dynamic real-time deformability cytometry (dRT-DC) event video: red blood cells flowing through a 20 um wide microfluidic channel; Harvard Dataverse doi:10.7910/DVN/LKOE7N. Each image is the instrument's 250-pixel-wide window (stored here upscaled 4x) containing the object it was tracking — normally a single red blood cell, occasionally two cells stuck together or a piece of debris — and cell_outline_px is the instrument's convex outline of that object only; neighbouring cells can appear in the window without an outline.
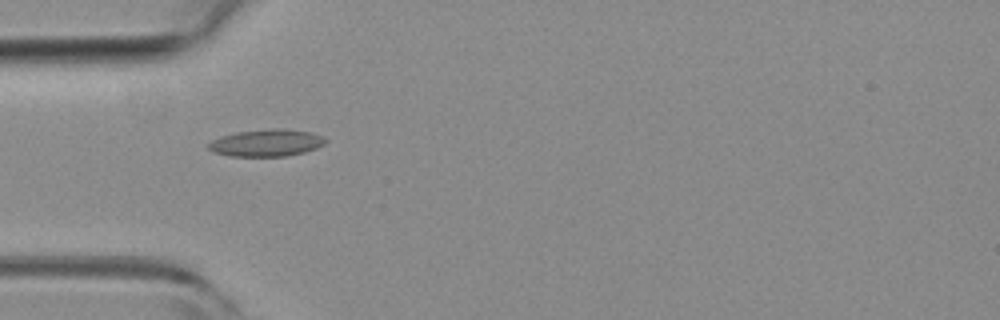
{"species": "common noctule bat (a hibernating species)", "species_latin": "Nyctalus noctula", "temperature_condition": "room temperature", "stored_images_in_passage": 7, "camera_frame_rate_fps": 3000, "um_per_image_px": 0.085, "animal": {"sex": "female", "body_mass_g": 19.3, "forearm_length_mm": 54.1}, "frame": {"image": 1, "passage_image": 4, "time_ms": 1.0, "image_size_px": [1000, 320], "cell_outline_px": [[328, 140], [324, 144], [316, 148], [304, 152], [284, 156], [228, 156], [212, 152], [208, 148], [208, 144], [212, 140], [220, 136], [236, 132], [272, 128], [284, 128], [312, 132], [324, 136]], "centroid_in_image_um": [22.66, 12.13], "position_along_channel_um": 62.3, "area_um2": 18.67}}
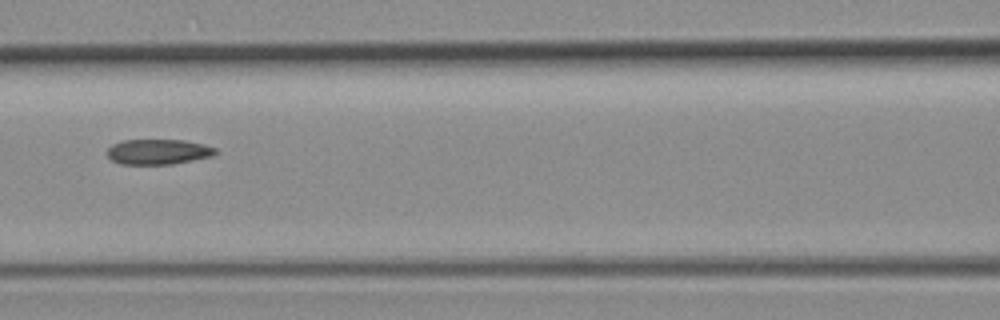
{"frame": {"image": 2, "passage_image": 6, "time_ms": 1.667, "image_size_px": [1000, 320], "cell_outline_px": [[216, 152], [212, 156], [172, 164], [120, 164], [112, 160], [108, 156], [108, 148], [112, 144], [124, 140], [184, 140], [204, 144], [216, 148]], "centroid_in_image_um": [13.44, 12.9], "position_along_channel_um": 153.2, "area_um2": 15.84}}
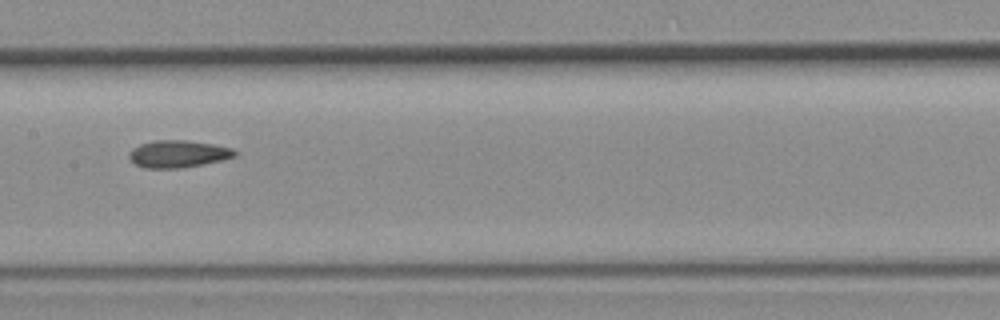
{"frame": {"image": 3, "passage_image": 7, "time_ms": 2.0, "image_size_px": [1000, 320], "cell_outline_px": [[236, 156], [224, 160], [184, 168], [144, 168], [136, 164], [128, 156], [128, 152], [132, 148], [140, 144], [156, 140], [188, 140], [212, 144], [232, 148], [236, 152]], "centroid_in_image_um": [15.14, 13.08], "position_along_channel_um": 192.3, "area_um2": 16.88}}